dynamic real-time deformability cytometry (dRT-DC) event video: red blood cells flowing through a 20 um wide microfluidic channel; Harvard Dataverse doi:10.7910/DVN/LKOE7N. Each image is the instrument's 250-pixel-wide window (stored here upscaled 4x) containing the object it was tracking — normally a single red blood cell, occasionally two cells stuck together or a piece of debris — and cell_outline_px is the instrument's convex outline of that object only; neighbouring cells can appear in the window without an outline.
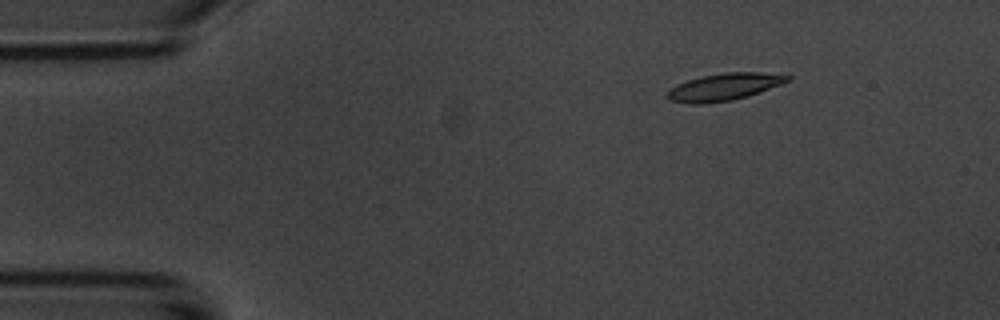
{"species": "common noctule bat (a hibernating species)", "species_latin": "Nyctalus noctula", "temperature_condition": "room temperature", "stored_images_in_passage": 5, "camera_frame_rate_fps": 3000, "um_per_image_px": 0.085, "animal": {"sex": "male", "body_mass_g": 20.1, "forearm_length_mm": 53.5}, "frame": {"image": 1, "passage_image": 3, "time_ms": 2.333, "image_size_px": [1000, 320], "cell_outline_px": [[792, 80], [748, 96], [732, 100], [704, 104], [688, 104], [668, 100], [664, 96], [676, 84], [688, 80], [704, 76], [724, 72], [760, 72], [792, 76]], "centroid_in_image_um": [61.53, 7.4], "position_along_channel_um": 23.5, "area_um2": 19.07}}